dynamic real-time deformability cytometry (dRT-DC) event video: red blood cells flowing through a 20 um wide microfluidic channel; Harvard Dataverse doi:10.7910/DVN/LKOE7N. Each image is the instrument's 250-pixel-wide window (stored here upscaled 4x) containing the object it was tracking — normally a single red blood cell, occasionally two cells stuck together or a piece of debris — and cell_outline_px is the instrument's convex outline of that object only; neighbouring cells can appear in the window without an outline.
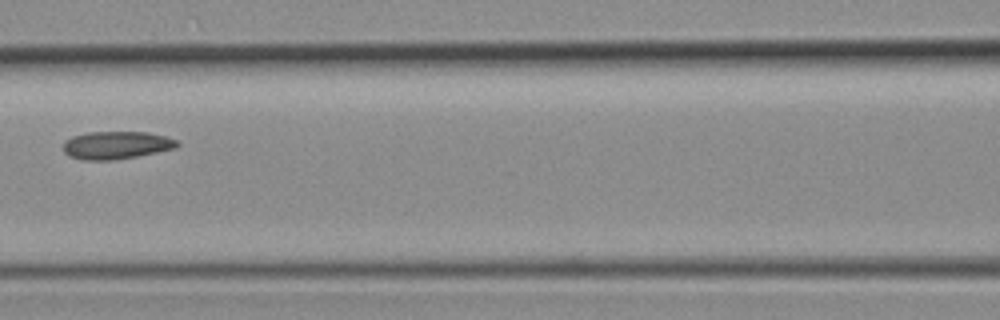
{"species": "common noctule bat (a hibernating species)", "species_latin": "Nyctalus noctula", "temperature_condition": "room temperature", "stored_images_in_passage": 4, "camera_frame_rate_fps": 3000, "um_per_image_px": 0.085, "animal": {"sex": "female", "body_mass_g": 19.3, "forearm_length_mm": 54.1}, "frame": {"image": 1, "passage_image": 4, "time_ms": 1.0, "image_size_px": [1000, 320], "cell_outline_px": [[180, 144], [176, 148], [116, 160], [84, 160], [68, 156], [64, 152], [64, 140], [72, 136], [88, 132], [148, 132], [164, 136], [176, 140]], "centroid_in_image_um": [9.86, 12.34], "position_along_channel_um": 156.7, "area_um2": 18.44}}